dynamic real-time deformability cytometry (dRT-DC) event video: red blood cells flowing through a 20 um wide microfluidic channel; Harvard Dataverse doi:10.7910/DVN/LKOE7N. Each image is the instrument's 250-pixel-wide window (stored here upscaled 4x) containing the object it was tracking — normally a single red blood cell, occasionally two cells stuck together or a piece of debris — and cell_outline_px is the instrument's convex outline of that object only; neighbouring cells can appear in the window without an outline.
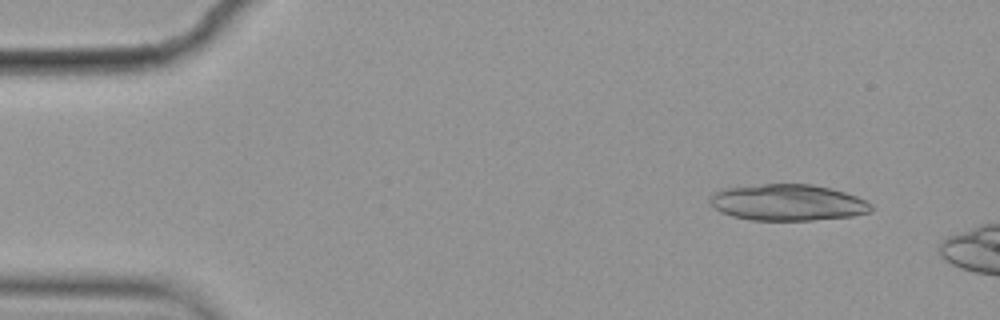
{"species": "common noctule bat (a hibernating species)", "species_latin": "Nyctalus noctula", "temperature_condition": "cold", "stored_images_in_passage": 14, "camera_frame_rate_fps": 3000, "um_per_image_px": 0.085, "animal": {"sex": "female", "body_mass_g": 19.9}, "frame": {"image": 1, "passage_image": 5, "time_ms": 1.333, "image_size_px": [1000, 320], "cell_outline_px": [[872, 212], [852, 216], [812, 220], [752, 220], [732, 216], [720, 212], [708, 200], [716, 192], [728, 188], [764, 184], [812, 184], [844, 192], [856, 196], [864, 200], [872, 208]], "centroid_in_image_um": [66.97, 17.22], "position_along_channel_um": 18.0, "area_um2": 33.7}}